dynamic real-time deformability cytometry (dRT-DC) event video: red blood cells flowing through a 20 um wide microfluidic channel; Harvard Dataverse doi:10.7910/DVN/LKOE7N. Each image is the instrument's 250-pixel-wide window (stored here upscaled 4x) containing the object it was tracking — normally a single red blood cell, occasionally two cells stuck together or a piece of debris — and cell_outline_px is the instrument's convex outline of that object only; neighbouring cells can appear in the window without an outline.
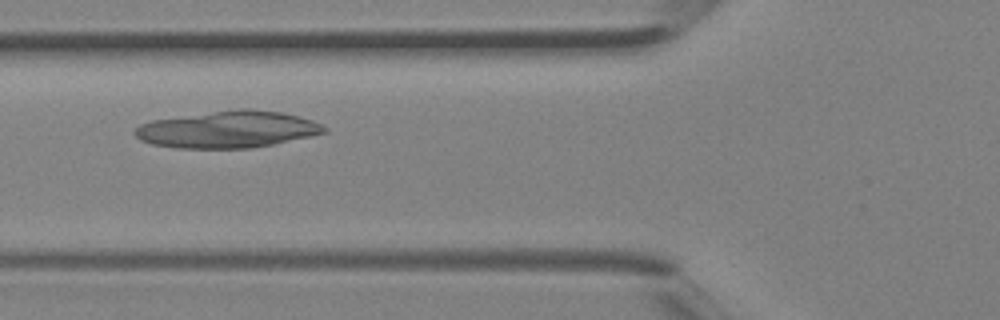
{"species": "Egyptian fruit bat (a non-hibernating species)", "species_latin": "Rousettus aegyptiacus", "temperature_condition": "room temperature", "stored_images_in_passage": 28, "camera_frame_rate_fps": 3000, "um_per_image_px": 0.085, "animal": {"sex": "female"}, "frame": {"image": 1, "passage_image": 6, "time_ms": 1.667, "image_size_px": [1000, 320], "cell_outline_px": [[328, 132], [272, 144], [252, 148], [176, 148], [152, 144], [140, 140], [132, 132], [140, 124], [152, 120], [240, 108], [248, 108], [280, 112], [312, 120], [328, 128]], "centroid_in_image_um": [19.34, 11.0], "position_along_channel_um": 106.5, "area_um2": 40.4}}
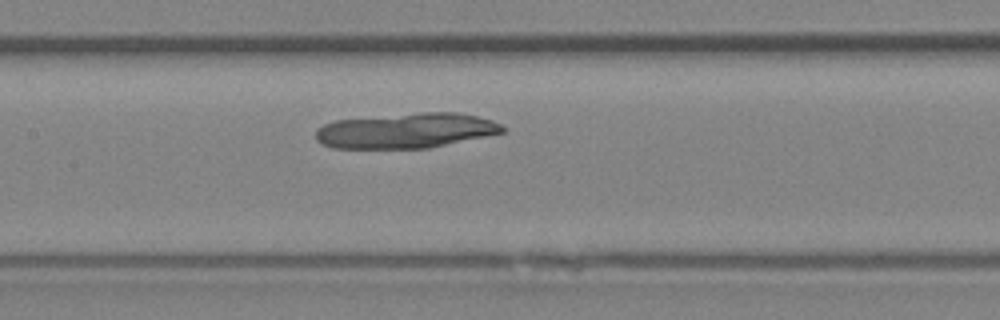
{"frame": {"image": 2, "passage_image": 10, "time_ms": 3.0, "image_size_px": [1000, 320], "cell_outline_px": [[504, 132], [428, 148], [332, 148], [320, 144], [316, 140], [316, 128], [324, 124], [336, 120], [420, 112], [456, 112], [476, 116], [492, 120], [500, 124], [504, 128]], "centroid_in_image_um": [34.46, 11.1], "position_along_channel_um": 172.9, "area_um2": 38.09}}
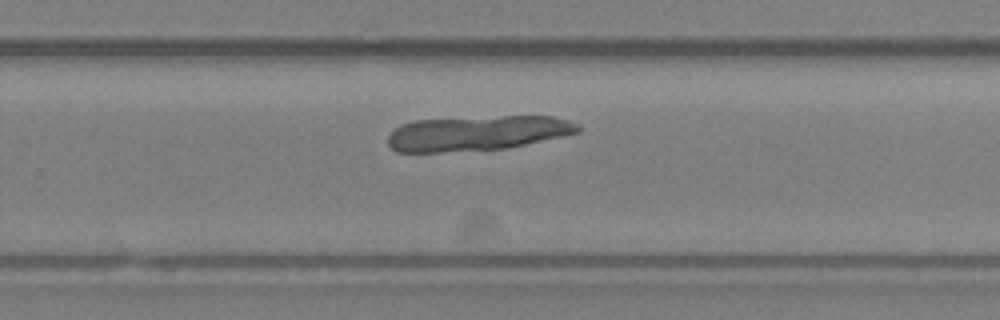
{"frame": {"image": 3, "passage_image": 17, "time_ms": 5.333, "image_size_px": [1000, 320], "cell_outline_px": [[580, 132], [508, 148], [440, 152], [396, 152], [388, 144], [388, 136], [400, 124], [416, 120], [504, 116], [552, 116], [568, 120], [580, 124]], "centroid_in_image_um": [40.57, 11.32], "position_along_channel_um": 289.2, "area_um2": 38.55}}